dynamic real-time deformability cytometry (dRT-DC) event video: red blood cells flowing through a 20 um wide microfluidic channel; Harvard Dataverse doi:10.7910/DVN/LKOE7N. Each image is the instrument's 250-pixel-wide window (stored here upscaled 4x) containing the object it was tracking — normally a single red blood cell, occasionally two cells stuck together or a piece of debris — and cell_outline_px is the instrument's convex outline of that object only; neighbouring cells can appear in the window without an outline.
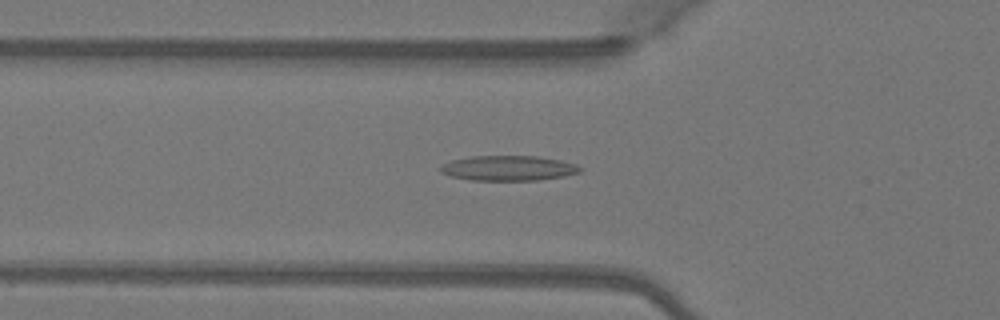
{"species": "Egyptian fruit bat (a non-hibernating species)", "species_latin": "Rousettus aegyptiacus", "temperature_condition": "warm", "stored_images_in_passage": 48, "camera_frame_rate_fps": 3000, "um_per_image_px": 0.085, "animal": {"sex": "female"}, "frame": {"image": 1, "passage_image": 16, "time_ms": 5.0, "image_size_px": [1000, 320], "cell_outline_px": [[584, 168], [580, 172], [564, 176], [536, 180], [468, 180], [448, 176], [440, 172], [440, 168], [444, 164], [452, 160], [472, 156], [536, 156], [560, 160], [576, 164]], "centroid_in_image_um": [43.21, 14.29], "position_along_channel_um": 82.6, "area_um2": 20.4}}
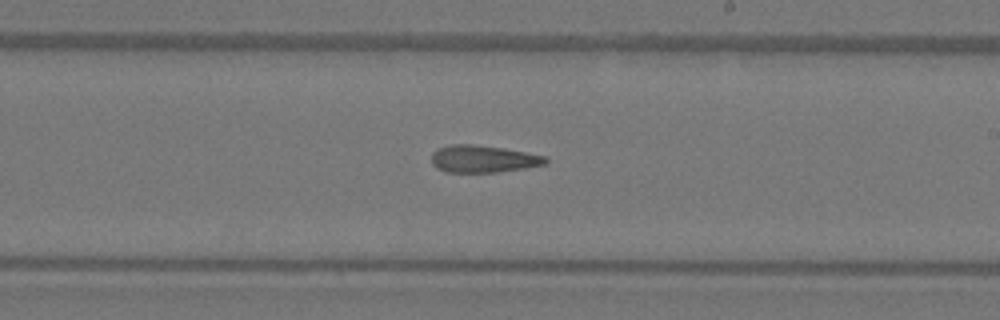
{"frame": {"image": 2, "passage_image": 28, "time_ms": 9.0, "image_size_px": [1000, 320], "cell_outline_px": [[548, 164], [524, 168], [496, 172], [444, 172], [436, 168], [432, 164], [432, 152], [436, 148], [452, 144], [472, 144], [500, 148], [548, 156]], "centroid_in_image_um": [41.05, 13.51], "position_along_channel_um": 248.0, "area_um2": 18.15}}
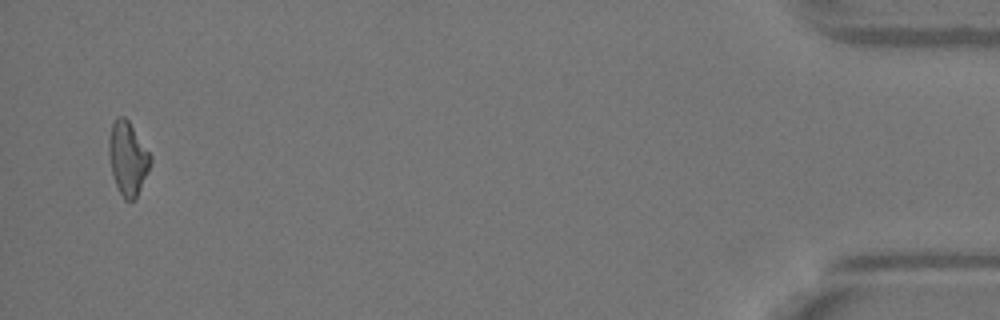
{"frame": {"image": 3, "passage_image": 47, "time_ms": 15.333, "image_size_px": [1000, 320], "cell_outline_px": [[152, 160], [136, 200], [124, 200], [112, 176], [108, 152], [108, 140], [112, 124], [120, 116], [124, 116], [128, 120], [152, 156]], "centroid_in_image_um": [10.86, 13.48], "position_along_channel_um": 424.3, "area_um2": 17.74}, "authors_computed_cell_mechanics": {"area_um2": 18.4093, "velocity_mm_per_s": 4.1101, "shape_relaxation_time_tau1_ms": null, "shape_relaxation_time_tau2_ms": 9.7972, "deformation_change_tau1": null, "deformation_change_tau2": 0.2673}}